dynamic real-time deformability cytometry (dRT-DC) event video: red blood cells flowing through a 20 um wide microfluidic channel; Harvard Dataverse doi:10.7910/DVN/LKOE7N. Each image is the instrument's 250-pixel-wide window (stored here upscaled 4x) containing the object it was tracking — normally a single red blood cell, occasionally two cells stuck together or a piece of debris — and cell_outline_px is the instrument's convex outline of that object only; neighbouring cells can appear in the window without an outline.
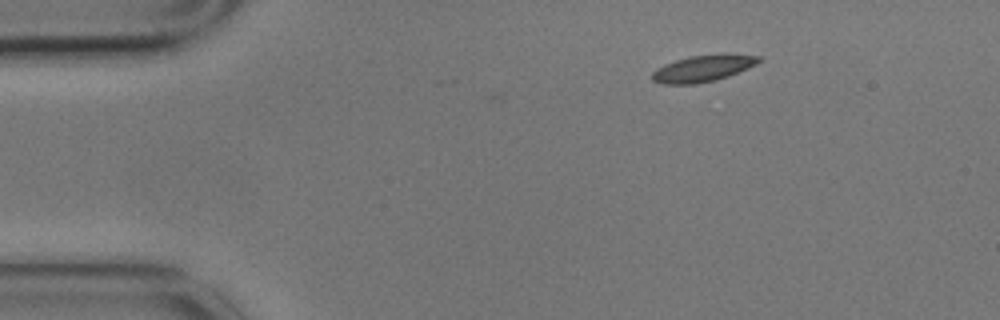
{"species": "common noctule bat (a hibernating species)", "species_latin": "Nyctalus noctula", "temperature_condition": "cold", "stored_images_in_passage": 2, "camera_frame_rate_fps": 3000, "um_per_image_px": 0.085, "animal": {"sex": "male", "body_mass_g": 17.9}, "frame": {"image": 1, "passage_image": 2, "time_ms": 0.333, "image_size_px": [1000, 320], "cell_outline_px": [[764, 60], [748, 68], [728, 76], [716, 80], [696, 84], [660, 84], [652, 80], [652, 72], [656, 68], [664, 64], [688, 56], [720, 52], [728, 52], [760, 56]], "centroid_in_image_um": [59.79, 5.78], "position_along_channel_um": 25.2, "area_um2": 17.11}}